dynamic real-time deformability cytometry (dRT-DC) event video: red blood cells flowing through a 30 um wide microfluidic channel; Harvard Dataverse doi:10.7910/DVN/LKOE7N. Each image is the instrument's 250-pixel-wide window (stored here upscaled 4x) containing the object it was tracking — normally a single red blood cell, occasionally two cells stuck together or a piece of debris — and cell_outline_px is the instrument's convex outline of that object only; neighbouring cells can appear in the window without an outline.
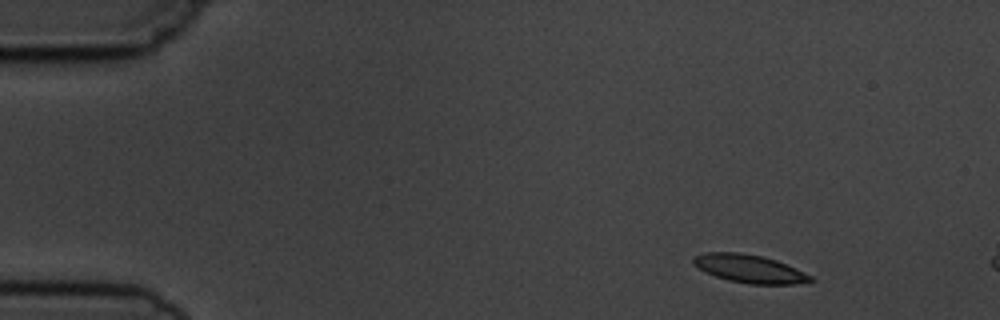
{"species": "common noctule bat (a hibernating species)", "species_latin": "Nyctalus noctula", "temperature_condition": "cold", "stored_images_in_passage": 3, "camera_frame_rate_fps": 3000, "um_per_image_px": 0.085, "animal": {"sex": "male", "body_mass_g": 19.5, "forearm_length_mm": 54.6}, "frame": {"image": 1, "passage_image": 1, "time_ms": 0.0, "image_size_px": [1000, 320], "cell_outline_px": [[816, 280], [796, 284], [748, 284], [728, 280], [704, 272], [692, 264], [692, 256], [704, 252], [740, 252], [760, 256], [776, 260], [796, 268], [812, 276]], "centroid_in_image_um": [63.67, 22.84], "position_along_channel_um": 21.3, "area_um2": 19.36}}